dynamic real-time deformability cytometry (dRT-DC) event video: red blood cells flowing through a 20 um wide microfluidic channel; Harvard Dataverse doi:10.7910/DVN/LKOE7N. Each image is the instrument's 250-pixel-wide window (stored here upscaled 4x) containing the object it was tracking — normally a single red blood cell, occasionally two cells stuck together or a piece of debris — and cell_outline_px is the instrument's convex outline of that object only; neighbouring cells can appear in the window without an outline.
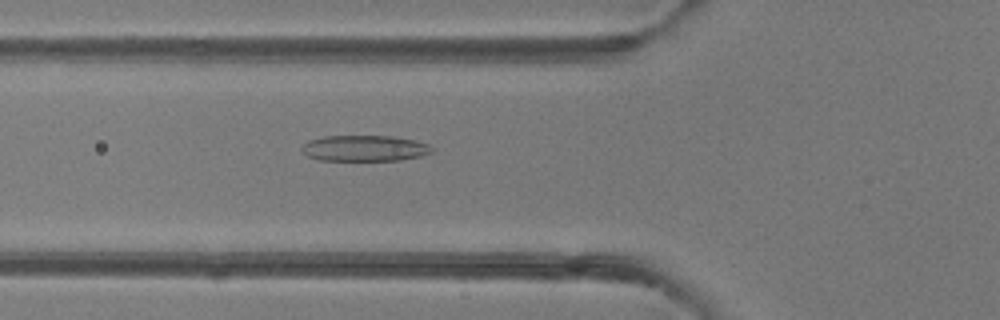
{"species": "common noctule bat (a hibernating species)", "species_latin": "Nyctalus noctula", "temperature_condition": "room temperature", "stored_images_in_passage": 37, "camera_frame_rate_fps": 3000, "um_per_image_px": 0.085, "animal": {"sex": "female"}, "frame": {"image": 1, "passage_image": 6, "time_ms": 1.667, "image_size_px": [1000, 320], "cell_outline_px": [[432, 152], [420, 156], [400, 160], [320, 160], [308, 156], [300, 152], [300, 144], [308, 140], [324, 136], [392, 136], [416, 140], [428, 144], [432, 148]], "centroid_in_image_um": [30.93, 12.59], "position_along_channel_um": 94.9, "area_um2": 19.83}}
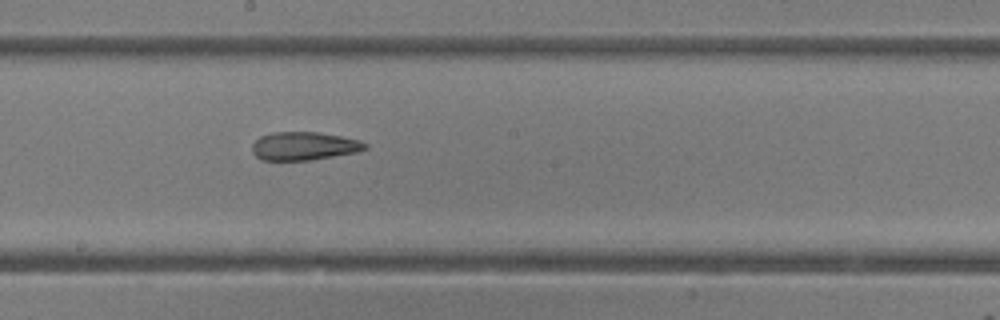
{"frame": {"image": 2, "passage_image": 15, "time_ms": 4.667, "image_size_px": [1000, 320], "cell_outline_px": [[368, 148], [356, 152], [312, 160], [260, 160], [252, 152], [252, 144], [260, 136], [272, 132], [316, 132], [340, 136], [360, 140], [368, 144]], "centroid_in_image_um": [25.83, 12.41], "position_along_channel_um": 222.4, "area_um2": 18.67}}
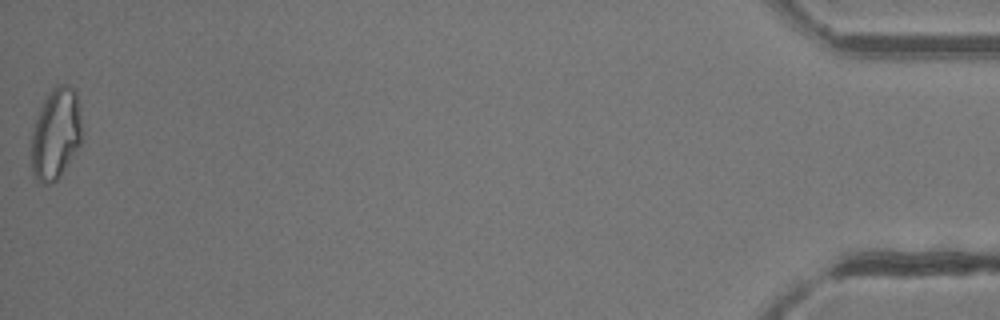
{"frame": {"image": 3, "passage_image": 37, "time_ms": 12.0, "image_size_px": [1000, 320], "cell_outline_px": [[80, 144], [68, 164], [60, 176], [56, 180], [48, 184], [44, 184], [36, 180], [32, 172], [32, 132], [40, 108], [44, 100], [56, 84], [68, 84], [76, 88], [80, 112]], "centroid_in_image_um": [4.75, 11.36], "position_along_channel_um": 430.5, "area_um2": 26.7}, "authors_computed_cell_mechanics": {"area_um2": 19.8254, "velocity_mm_per_s": 4.222, "shape_relaxation_time_tau1_ms": null, "shape_relaxation_time_tau2_ms": 2.1194, "deformation_change_tau1": null, "deformation_change_tau2": 0.1114}}